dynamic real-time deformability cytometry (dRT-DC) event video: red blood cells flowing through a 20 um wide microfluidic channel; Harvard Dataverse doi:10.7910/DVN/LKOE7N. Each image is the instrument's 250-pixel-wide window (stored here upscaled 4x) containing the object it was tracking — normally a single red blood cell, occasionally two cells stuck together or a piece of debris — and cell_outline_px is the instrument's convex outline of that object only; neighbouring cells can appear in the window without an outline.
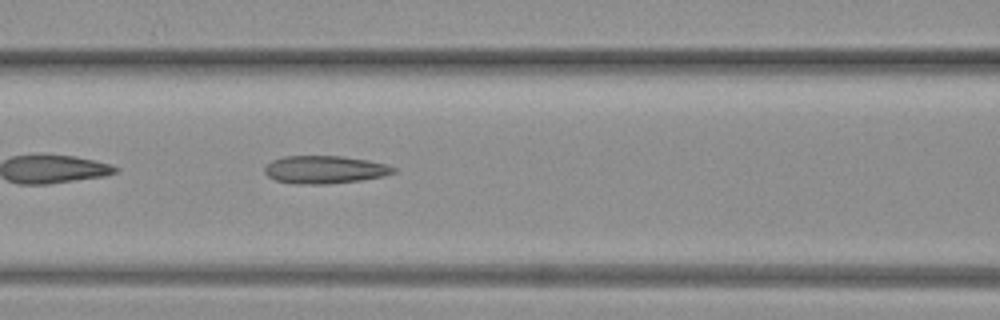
{"species": "common noctule bat (a hibernating species)", "species_latin": "Nyctalus noctula", "temperature_condition": "warm", "stored_images_in_passage": 37, "camera_frame_rate_fps": 3000, "um_per_image_px": 0.085, "animal": {"sex": "female", "body_mass_g": 19.3, "forearm_length_mm": 54.1}, "frame": {"image": 1, "passage_image": 8, "time_ms": 2.333, "image_size_px": [1000, 320], "cell_outline_px": [[396, 172], [384, 176], [360, 180], [328, 184], [296, 184], [276, 180], [268, 176], [264, 172], [264, 168], [272, 160], [284, 156], [340, 156], [368, 160], [388, 164], [396, 168]], "centroid_in_image_um": [27.62, 14.42], "position_along_channel_um": 139.0, "area_um2": 20.92}}
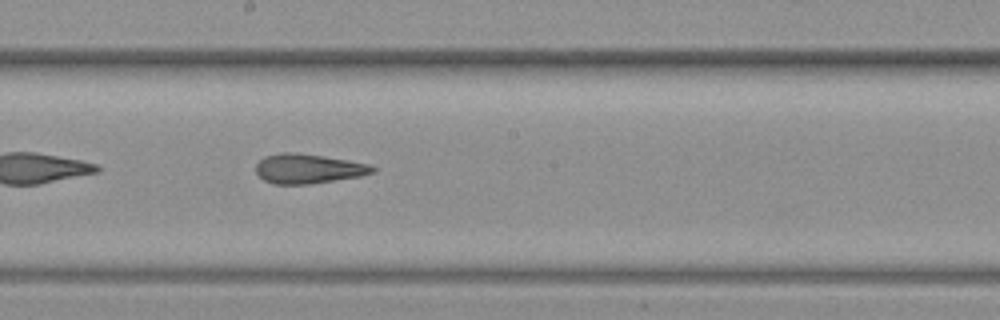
{"frame": {"image": 2, "passage_image": 15, "time_ms": 4.667, "image_size_px": [1000, 320], "cell_outline_px": [[376, 172], [360, 176], [312, 184], [272, 184], [264, 180], [256, 172], [256, 164], [264, 156], [280, 152], [296, 152], [324, 156], [372, 164], [376, 168]], "centroid_in_image_um": [26.22, 14.33], "position_along_channel_um": 222.0, "area_um2": 20.35}}
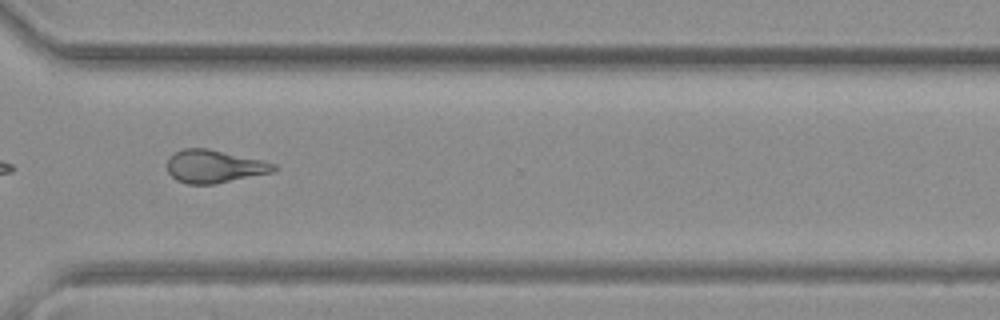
{"frame": {"image": 3, "passage_image": 26, "time_ms": 8.333, "image_size_px": [1000, 320], "cell_outline_px": [[280, 168], [272, 172], [216, 184], [188, 184], [176, 180], [168, 172], [168, 160], [176, 152], [184, 148], [208, 148], [260, 160], [276, 164]], "centroid_in_image_um": [18.23, 14.15], "position_along_channel_um": 352.4, "area_um2": 20.29}}